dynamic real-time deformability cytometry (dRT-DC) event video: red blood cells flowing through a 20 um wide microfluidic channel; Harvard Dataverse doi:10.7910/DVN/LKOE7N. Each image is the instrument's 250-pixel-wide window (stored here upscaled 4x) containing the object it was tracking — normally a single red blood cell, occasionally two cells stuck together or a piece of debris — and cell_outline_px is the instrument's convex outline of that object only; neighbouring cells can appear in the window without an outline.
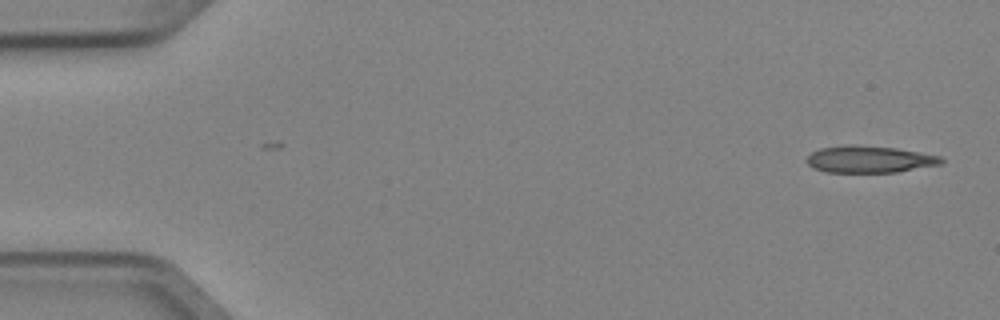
{"species": "Egyptian fruit bat (a non-hibernating species)", "species_latin": "Rousettus aegyptiacus", "temperature_condition": "cold", "stored_images_in_passage": 4, "camera_frame_rate_fps": 3000, "um_per_image_px": 0.085, "animal": {"sex": "female"}, "frame": {"image": 1, "passage_image": 1, "time_ms": 0.0, "image_size_px": [1000, 320], "cell_outline_px": [[944, 160], [940, 164], [896, 172], [828, 172], [812, 168], [804, 160], [812, 152], [820, 148], [852, 144], [896, 148], [940, 156]], "centroid_in_image_um": [73.85, 13.54], "position_along_channel_um": 11.1, "area_um2": 20.98}}
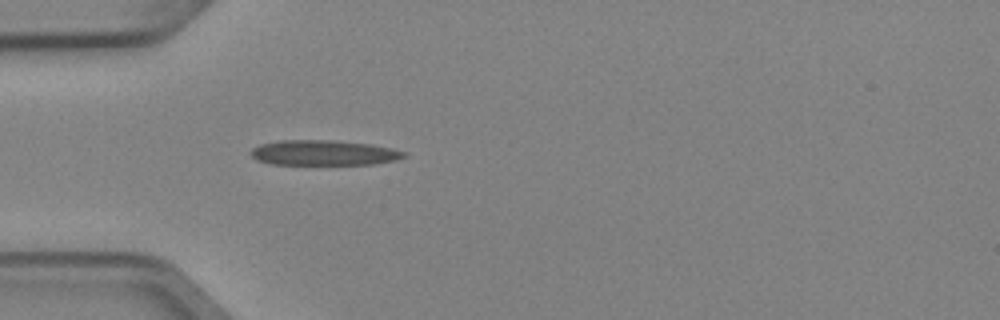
{"frame": {"image": 2, "passage_image": 4, "time_ms": 1.0, "image_size_px": [1000, 320], "cell_outline_px": [[408, 156], [396, 160], [372, 164], [272, 164], [256, 160], [248, 152], [252, 148], [260, 144], [280, 140], [332, 140], [372, 144], [392, 148], [408, 152]], "centroid_in_image_um": [27.53, 12.98], "position_along_channel_um": 57.5, "area_um2": 22.66}}